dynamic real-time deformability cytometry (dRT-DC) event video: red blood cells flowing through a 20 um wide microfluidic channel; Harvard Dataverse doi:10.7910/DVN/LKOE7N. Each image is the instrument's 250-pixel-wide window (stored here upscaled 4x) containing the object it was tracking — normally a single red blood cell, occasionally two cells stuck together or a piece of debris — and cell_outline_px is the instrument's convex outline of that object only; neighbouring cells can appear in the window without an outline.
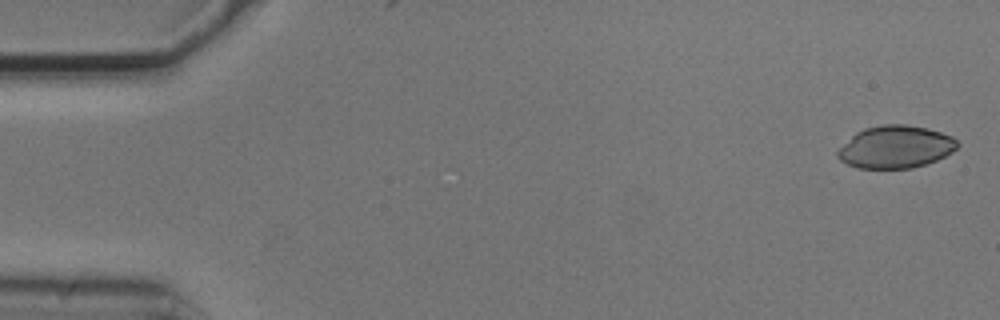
{"species": "common noctule bat (a hibernating species)", "species_latin": "Nyctalus noctula", "temperature_condition": "cold", "stored_images_in_passage": 5, "camera_frame_rate_fps": 3000, "um_per_image_px": 0.085, "animal": {"sex": "male", "body_mass_g": 20.5, "forearm_length_mm": 52.5}, "frame": {"image": 1, "passage_image": 1, "time_ms": 0.0, "image_size_px": [1000, 320], "cell_outline_px": [[960, 144], [952, 152], [936, 160], [912, 168], [856, 168], [840, 160], [836, 156], [836, 152], [856, 132], [864, 128], [884, 124], [904, 124], [924, 128], [940, 132], [952, 136]], "centroid_in_image_um": [76.11, 12.49], "position_along_channel_um": 8.9, "area_um2": 29.42}}